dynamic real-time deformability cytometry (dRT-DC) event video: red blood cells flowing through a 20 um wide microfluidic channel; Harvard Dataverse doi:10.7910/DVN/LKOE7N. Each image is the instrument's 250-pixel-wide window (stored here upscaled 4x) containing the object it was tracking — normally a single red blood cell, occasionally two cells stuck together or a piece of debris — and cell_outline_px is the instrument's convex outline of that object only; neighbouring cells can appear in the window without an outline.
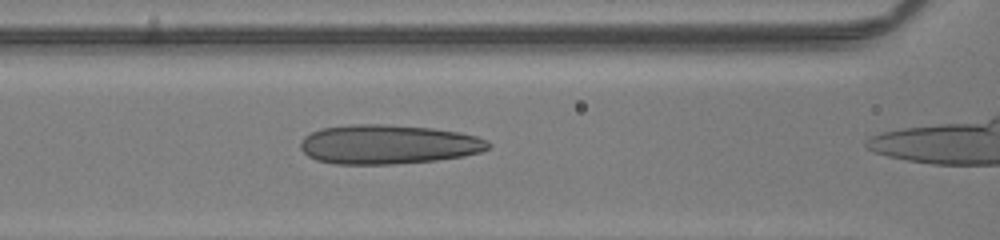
{"species": "human", "species_latin": "Homo sapiens", "temperature_condition": "room temperature", "stored_images_in_passage": 43, "camera_frame_rate_fps": 3000, "um_per_image_px": 0.085, "donor": {"sex": "male"}, "frame": {"image": 1, "passage_image": 21, "time_ms": 6.667, "image_size_px": [1000, 240], "cell_outline_px": [[492, 144], [488, 148], [480, 152], [464, 156], [436, 160], [396, 164], [336, 164], [316, 160], [308, 156], [300, 148], [300, 140], [304, 136], [320, 128], [348, 124], [384, 124], [432, 128], [460, 132], [476, 136], [488, 140]], "centroid_in_image_um": [32.98, 12.27], "position_along_channel_um": 133.6, "area_um2": 43.35}}
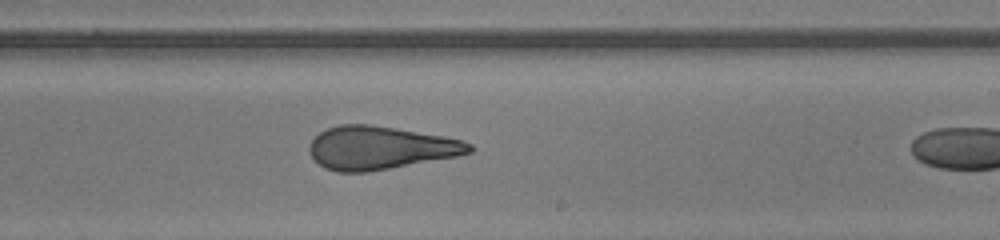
{"frame": {"image": 2, "passage_image": 30, "time_ms": 9.667, "image_size_px": [1000, 240], "cell_outline_px": [[476, 148], [472, 152], [456, 156], [368, 172], [336, 172], [324, 168], [308, 152], [308, 148], [312, 140], [320, 132], [328, 128], [340, 124], [372, 124], [444, 136], [464, 140], [472, 144]], "centroid_in_image_um": [32.33, 12.56], "position_along_channel_um": 256.7, "area_um2": 40.29}}
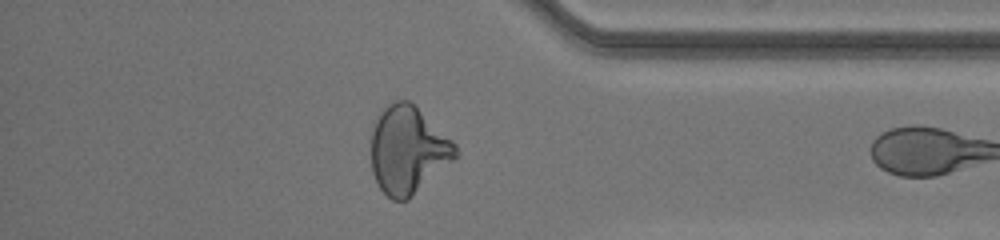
{"frame": {"image": 3, "passage_image": 41, "time_ms": 13.333, "image_size_px": [1000, 240], "cell_outline_px": [[460, 152], [452, 160], [408, 200], [392, 200], [380, 188], [372, 172], [372, 120], [388, 104], [396, 100], [408, 100], [416, 104], [456, 144]], "centroid_in_image_um": [34.66, 12.71], "position_along_channel_um": 400.5, "area_um2": 43.06}}